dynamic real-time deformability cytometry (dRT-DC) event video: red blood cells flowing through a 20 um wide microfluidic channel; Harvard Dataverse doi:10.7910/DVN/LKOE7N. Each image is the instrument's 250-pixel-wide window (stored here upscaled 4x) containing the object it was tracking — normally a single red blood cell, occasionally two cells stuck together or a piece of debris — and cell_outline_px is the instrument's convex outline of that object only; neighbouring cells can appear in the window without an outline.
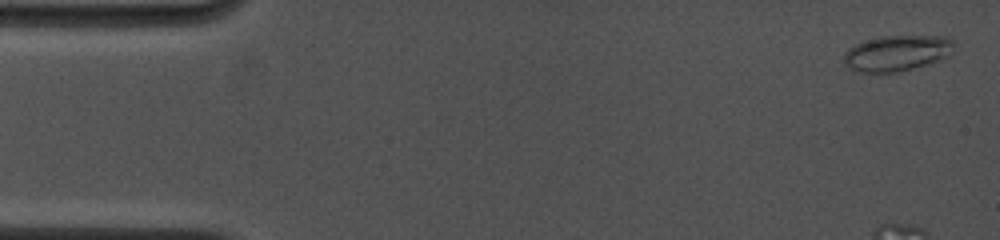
{"species": "common noctule bat (a hibernating species)", "species_latin": "Nyctalus noctula", "temperature_condition": "cold", "stored_images_in_passage": 27, "camera_frame_rate_fps": 4500, "um_per_image_px": 0.085, "animal": {"sex": "female", "body_mass_g": 19.0, "forearm_length_mm": 53.3}, "frame": {"image": 1, "passage_image": 1, "time_ms": 0.0, "image_size_px": [1000, 240], "cell_outline_px": [[956, 44], [948, 56], [940, 60], [912, 68], [896, 72], [860, 72], [844, 64], [844, 52], [848, 48], [864, 40], [880, 36], [944, 36], [952, 40]], "centroid_in_image_um": [76.24, 4.5], "position_along_channel_um": 8.8, "area_um2": 22.89}}